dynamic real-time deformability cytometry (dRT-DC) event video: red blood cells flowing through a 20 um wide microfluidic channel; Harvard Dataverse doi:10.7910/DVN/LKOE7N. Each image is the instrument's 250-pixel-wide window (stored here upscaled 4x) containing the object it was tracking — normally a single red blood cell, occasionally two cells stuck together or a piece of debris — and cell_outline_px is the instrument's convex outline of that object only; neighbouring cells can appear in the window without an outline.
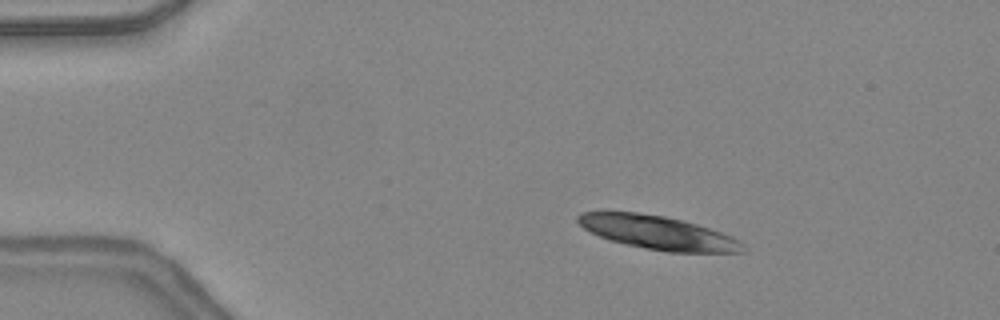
{"species": "common noctule bat (a hibernating species)", "species_latin": "Nyctalus noctula", "temperature_condition": "warm", "stored_images_in_passage": 41, "segment_of_instrument_passage": [1, 2], "camera_frame_rate_fps": 3000, "um_per_image_px": 0.085, "animal": {"sex": "female", "body_mass_g": 24.6, "forearm_length_mm": 56.2}, "frame": {"image": 1, "passage_image": 1, "time_ms": 0.0, "image_size_px": [1000, 320], "cell_outline_px": [[744, 252], [668, 252], [644, 248], [608, 240], [584, 228], [576, 220], [576, 216], [580, 212], [636, 212], [664, 216], [696, 224], [732, 236], [740, 240], [744, 244]], "centroid_in_image_um": [55.92, 19.77], "position_along_channel_um": 29.1, "area_um2": 32.02}}